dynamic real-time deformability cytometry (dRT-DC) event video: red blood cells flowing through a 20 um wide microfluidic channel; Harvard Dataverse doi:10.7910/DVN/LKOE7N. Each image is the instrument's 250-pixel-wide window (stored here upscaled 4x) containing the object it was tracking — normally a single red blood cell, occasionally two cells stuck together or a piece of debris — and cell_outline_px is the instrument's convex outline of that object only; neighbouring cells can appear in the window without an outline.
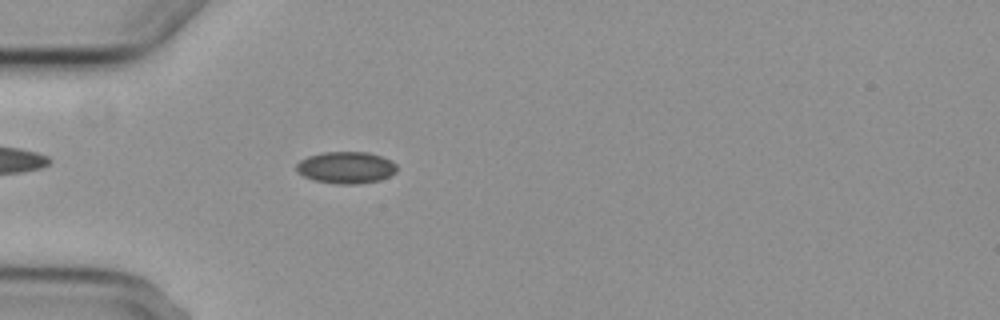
{"species": "common noctule bat (a hibernating species)", "species_latin": "Nyctalus noctula", "temperature_condition": "cold", "stored_images_in_passage": 5, "camera_frame_rate_fps": 3000, "um_per_image_px": 0.085, "animal": {"sex": "female", "body_mass_g": 29.2, "forearm_length_mm": 56.3}, "frame": {"image": 1, "passage_image": 5, "time_ms": 4.667, "image_size_px": [1000, 320], "cell_outline_px": [[396, 172], [380, 180], [360, 184], [336, 184], [312, 180], [296, 172], [296, 164], [300, 160], [308, 156], [324, 152], [368, 152], [380, 156], [396, 164]], "centroid_in_image_um": [29.37, 14.25], "position_along_channel_um": 55.6, "area_um2": 18.67}}